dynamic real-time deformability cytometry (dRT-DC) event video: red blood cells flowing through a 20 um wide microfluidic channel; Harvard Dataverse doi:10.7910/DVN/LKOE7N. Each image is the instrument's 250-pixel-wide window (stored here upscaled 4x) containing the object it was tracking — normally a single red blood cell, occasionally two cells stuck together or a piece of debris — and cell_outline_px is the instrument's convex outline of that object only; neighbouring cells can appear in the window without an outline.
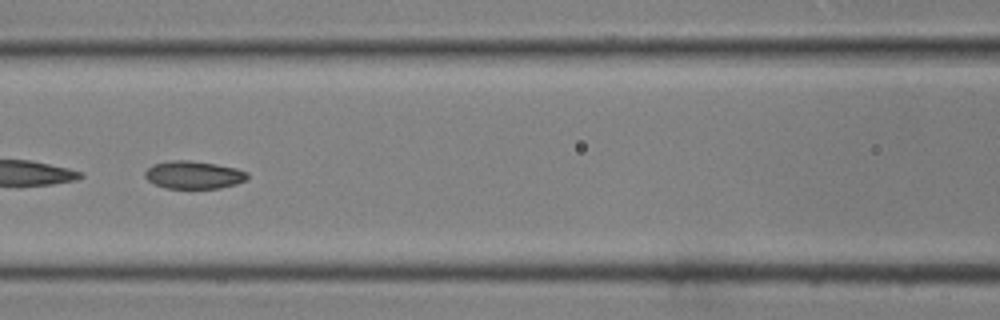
{"species": "common noctule bat (a hibernating species)", "species_latin": "Nyctalus noctula", "temperature_condition": "room temperature", "stored_images_in_passage": 41, "camera_frame_rate_fps": 3000, "um_per_image_px": 0.085, "animal": {"sex": "male", "body_mass_g": 19.0, "forearm_length_mm": 50.8}, "frame": {"image": 1, "passage_image": 19, "time_ms": 6.0, "image_size_px": [1000, 320], "cell_outline_px": [[248, 180], [236, 184], [220, 188], [164, 188], [148, 180], [144, 176], [144, 172], [152, 164], [172, 160], [188, 160], [216, 164], [236, 168], [248, 172]], "centroid_in_image_um": [16.47, 14.86], "position_along_channel_um": 150.1, "area_um2": 16.65}}
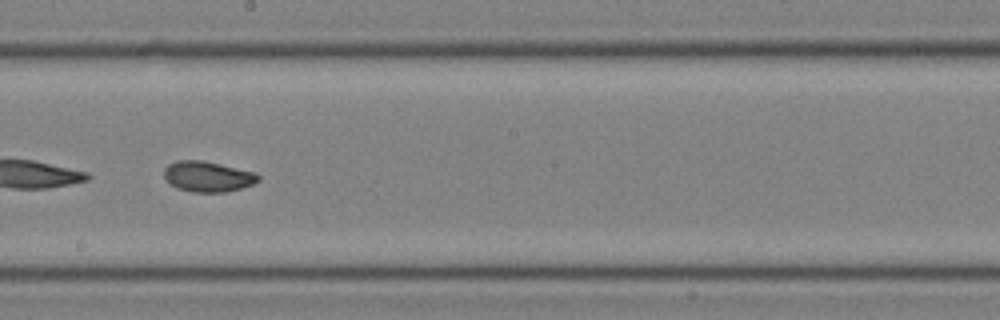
{"frame": {"image": 2, "passage_image": 24, "time_ms": 7.667, "image_size_px": [1000, 320], "cell_outline_px": [[260, 180], [252, 184], [240, 188], [224, 192], [192, 192], [176, 188], [168, 184], [164, 176], [164, 168], [168, 164], [176, 160], [200, 160], [220, 164], [256, 172], [260, 176]], "centroid_in_image_um": [17.63, 15.0], "position_along_channel_um": 230.6, "area_um2": 16.88}}
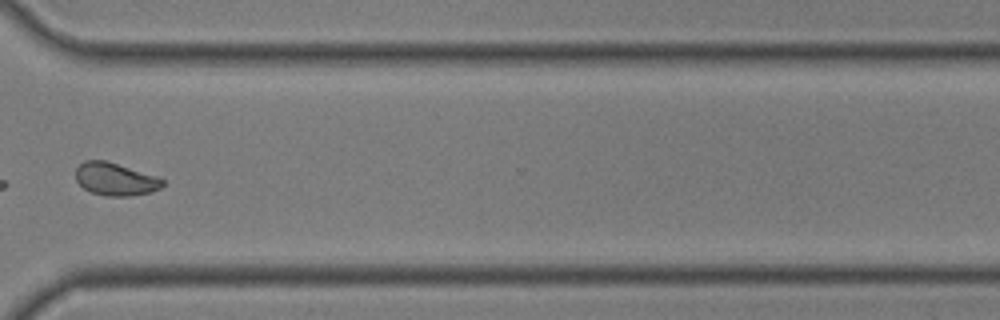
{"frame": {"image": 3, "passage_image": 32, "time_ms": 10.333, "image_size_px": [1000, 320], "cell_outline_px": [[164, 184], [160, 188], [148, 192], [132, 196], [104, 196], [92, 192], [84, 188], [76, 180], [76, 168], [84, 160], [104, 160], [156, 176], [164, 180]], "centroid_in_image_um": [9.78, 15.23], "position_along_channel_um": 360.8, "area_um2": 16.36}}